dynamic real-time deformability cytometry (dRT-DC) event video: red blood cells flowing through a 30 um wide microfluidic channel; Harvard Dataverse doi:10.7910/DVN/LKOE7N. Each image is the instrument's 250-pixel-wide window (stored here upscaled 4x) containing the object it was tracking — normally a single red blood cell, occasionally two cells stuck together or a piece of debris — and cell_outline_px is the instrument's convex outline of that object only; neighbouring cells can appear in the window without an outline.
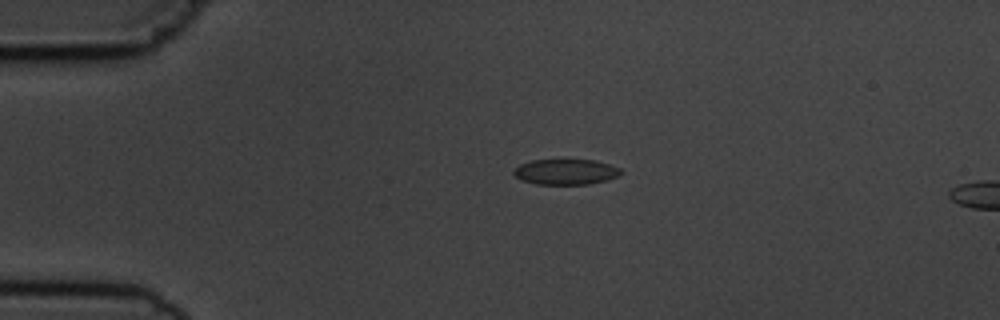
{"species": "common noctule bat (a hibernating species)", "species_latin": "Nyctalus noctula", "temperature_condition": "cold", "stored_images_in_passage": 6, "segment_of_instrument_passage": [1, 2], "camera_frame_rate_fps": 3000, "um_per_image_px": 0.085, "animal": {"sex": "male", "body_mass_g": 19.5, "forearm_length_mm": 54.6}, "frame": {"image": 1, "passage_image": 4, "time_ms": 3.667, "image_size_px": [1000, 320], "cell_outline_px": [[624, 172], [620, 176], [588, 184], [536, 184], [524, 180], [516, 176], [512, 172], [520, 164], [532, 160], [596, 160], [620, 168]], "centroid_in_image_um": [48.13, 14.6], "position_along_channel_um": 36.9, "area_um2": 15.78}}